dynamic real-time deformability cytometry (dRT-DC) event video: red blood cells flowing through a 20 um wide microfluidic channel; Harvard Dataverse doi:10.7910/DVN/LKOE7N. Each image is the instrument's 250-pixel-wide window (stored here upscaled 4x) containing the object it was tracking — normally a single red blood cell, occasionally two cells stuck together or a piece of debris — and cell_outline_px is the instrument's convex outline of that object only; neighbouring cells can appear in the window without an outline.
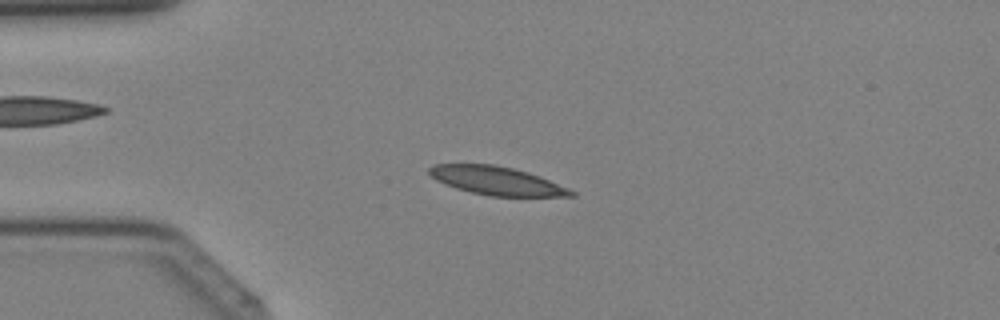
{"species": "Egyptian fruit bat (a non-hibernating species)", "species_latin": "Rousettus aegyptiacus", "temperature_condition": "cold", "stored_images_in_passage": 35, "camera_frame_rate_fps": 3000, "um_per_image_px": 0.085, "animal": {"sex": "female"}, "frame": {"image": 1, "passage_image": 5, "time_ms": 1.333, "image_size_px": [1000, 320], "cell_outline_px": [[576, 196], [488, 196], [456, 188], [444, 184], [436, 180], [428, 172], [428, 168], [432, 164], [496, 164], [528, 172], [540, 176], [568, 188], [576, 192]], "centroid_in_image_um": [42.2, 15.36], "position_along_channel_um": 42.8, "area_um2": 23.47}}
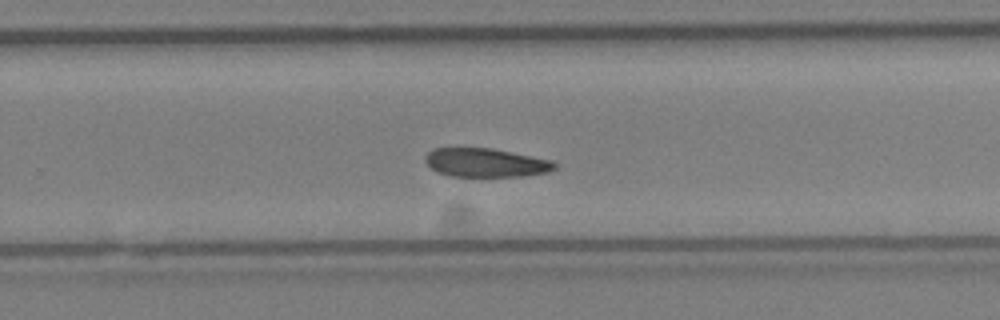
{"frame": {"image": 2, "passage_image": 21, "time_ms": 6.667, "image_size_px": [1000, 320], "cell_outline_px": [[556, 168], [548, 172], [524, 176], [452, 176], [436, 172], [424, 160], [424, 156], [432, 148], [492, 148], [552, 160], [556, 164]], "centroid_in_image_um": [41.28, 13.82], "position_along_channel_um": 288.5, "area_um2": 21.68}}
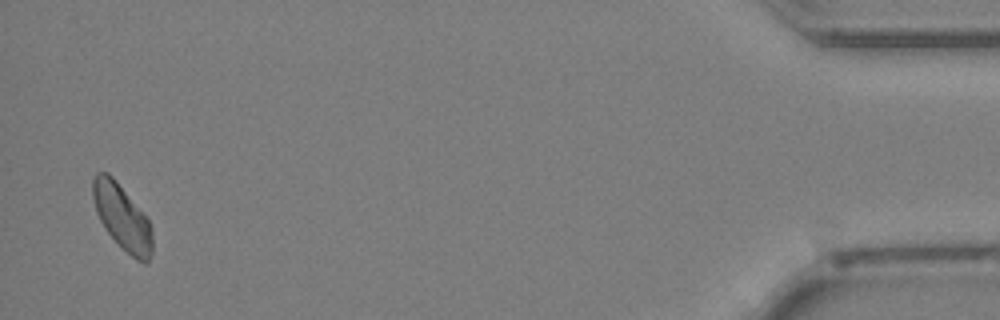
{"frame": {"image": 3, "passage_image": 34, "time_ms": 11.0, "image_size_px": [1000, 320], "cell_outline_px": [[152, 252], [148, 264], [144, 264], [136, 260], [104, 228], [96, 212], [92, 196], [92, 176], [96, 172], [108, 172], [116, 180], [148, 220], [152, 228]], "centroid_in_image_um": [10.37, 18.44], "position_along_channel_um": 424.8, "area_um2": 22.43}}